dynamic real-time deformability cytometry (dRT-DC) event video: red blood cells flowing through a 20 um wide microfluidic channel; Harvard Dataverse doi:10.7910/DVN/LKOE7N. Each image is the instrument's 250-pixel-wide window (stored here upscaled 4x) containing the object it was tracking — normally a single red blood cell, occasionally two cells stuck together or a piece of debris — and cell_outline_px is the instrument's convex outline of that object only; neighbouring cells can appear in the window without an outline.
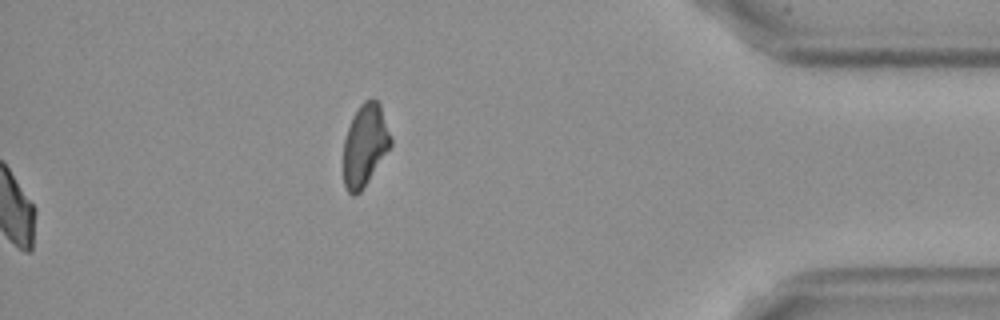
{"species": "Egyptian fruit bat (a non-hibernating species)", "species_latin": "Rousettus aegyptiacus", "temperature_condition": "cold", "stored_images_in_passage": 41, "camera_frame_rate_fps": 3000, "um_per_image_px": 0.085, "frame": {"image": 1, "passage_image": 41, "time_ms": 13.333, "image_size_px": [1000, 320], "cell_outline_px": [[392, 144], [360, 192], [356, 196], [352, 196], [348, 192], [344, 184], [344, 140], [352, 116], [360, 104], [364, 100], [372, 96], [380, 104], [392, 140]], "centroid_in_image_um": [31.01, 12.31], "position_along_channel_um": 404.2, "area_um2": 22.43}, "authors_computed_cell_mechanics": {"area_um2": 22.7732, "velocity_mm_per_s": 3.5995, "shape_relaxation_time_tau1_ms": 10.8782, "shape_relaxation_time_tau2_ms": 5.0143, "deformation_change_tau1": 0.1802, "deformation_change_tau2": 0.0912}}